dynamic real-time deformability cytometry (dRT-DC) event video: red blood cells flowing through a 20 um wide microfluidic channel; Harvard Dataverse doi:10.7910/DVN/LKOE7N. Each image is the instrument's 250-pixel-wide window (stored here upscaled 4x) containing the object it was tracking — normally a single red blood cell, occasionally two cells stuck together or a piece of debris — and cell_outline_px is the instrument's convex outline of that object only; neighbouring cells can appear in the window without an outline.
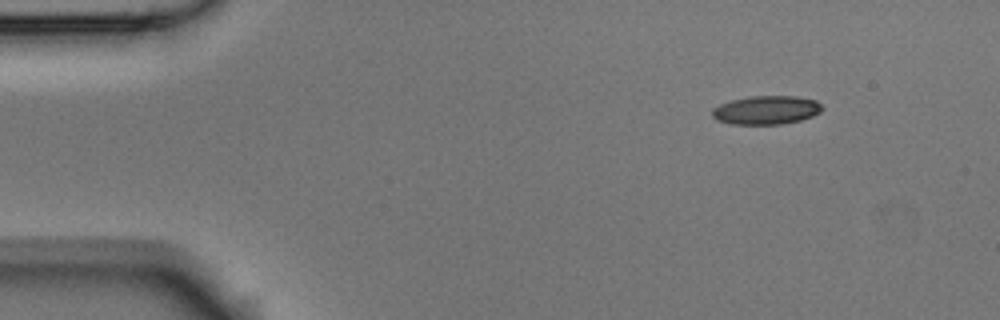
{"species": "Egyptian fruit bat (a non-hibernating species)", "species_latin": "Rousettus aegyptiacus", "temperature_condition": "room temperature", "stored_images_in_passage": 7, "camera_frame_rate_fps": 3000, "um_per_image_px": 0.085, "animal": {"sex": "male"}, "frame": {"image": 1, "passage_image": 1, "time_ms": 0.0, "image_size_px": [1000, 320], "cell_outline_px": [[820, 112], [812, 116], [800, 120], [780, 124], [732, 124], [716, 120], [712, 116], [712, 108], [720, 104], [732, 100], [752, 96], [796, 96], [816, 100], [820, 104]], "centroid_in_image_um": [65.1, 9.35], "position_along_channel_um": 19.9, "area_um2": 18.21}}
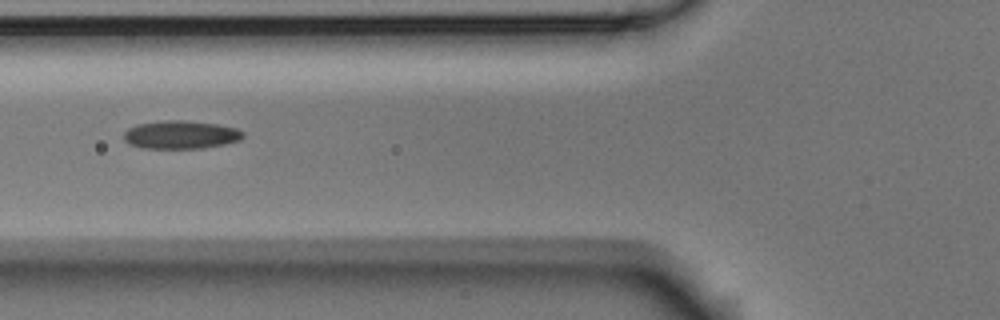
{"frame": {"image": 2, "passage_image": 5, "time_ms": 1.333, "image_size_px": [1000, 320], "cell_outline_px": [[244, 136], [240, 140], [224, 144], [204, 148], [140, 148], [128, 144], [124, 140], [124, 132], [128, 128], [136, 124], [164, 120], [184, 120], [216, 124], [236, 128], [244, 132]], "centroid_in_image_um": [15.34, 11.45], "position_along_channel_um": 110.5, "area_um2": 19.71}}
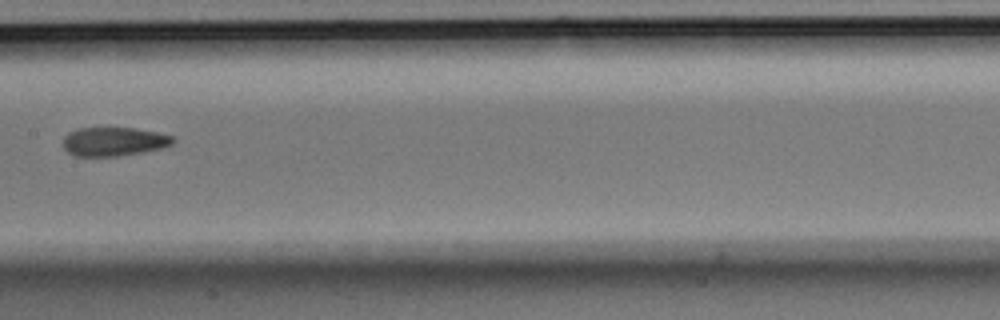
{"frame": {"image": 3, "passage_image": 7, "time_ms": 2.0, "image_size_px": [1000, 320], "cell_outline_px": [[176, 140], [172, 144], [160, 148], [144, 152], [120, 156], [76, 156], [68, 152], [64, 148], [64, 136], [68, 132], [80, 128], [132, 128], [156, 132], [172, 136]], "centroid_in_image_um": [9.67, 12.04], "position_along_channel_um": 197.7, "area_um2": 18.38}}